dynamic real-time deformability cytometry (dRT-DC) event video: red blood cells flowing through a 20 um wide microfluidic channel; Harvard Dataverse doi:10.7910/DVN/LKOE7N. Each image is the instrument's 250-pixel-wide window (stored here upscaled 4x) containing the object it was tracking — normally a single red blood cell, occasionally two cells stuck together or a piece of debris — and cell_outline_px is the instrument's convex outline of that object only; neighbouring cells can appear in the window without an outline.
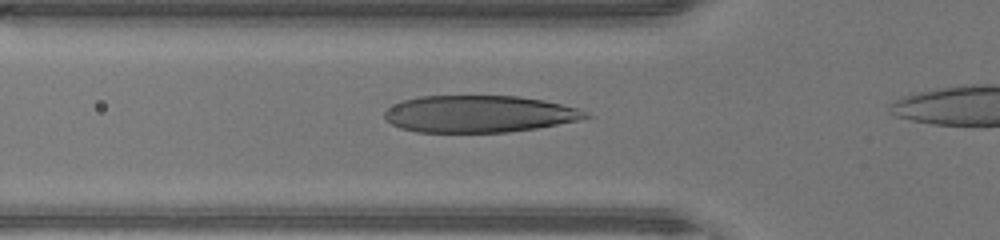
{"species": "human", "species_latin": "Homo sapiens", "temperature_condition": "warm", "stored_images_in_passage": 17, "camera_frame_rate_fps": 3000, "um_per_image_px": 0.085, "donor": {"sex": "male"}, "frame": {"image": 1, "passage_image": 4, "time_ms": 1.0, "image_size_px": [1000, 240], "cell_outline_px": [[592, 116], [576, 120], [536, 128], [508, 132], [416, 132], [400, 128], [392, 124], [384, 116], [384, 112], [388, 108], [400, 100], [420, 96], [520, 96], [544, 100], [576, 108]], "centroid_in_image_um": [40.65, 9.68], "position_along_channel_um": 85.1, "area_um2": 43.06}}
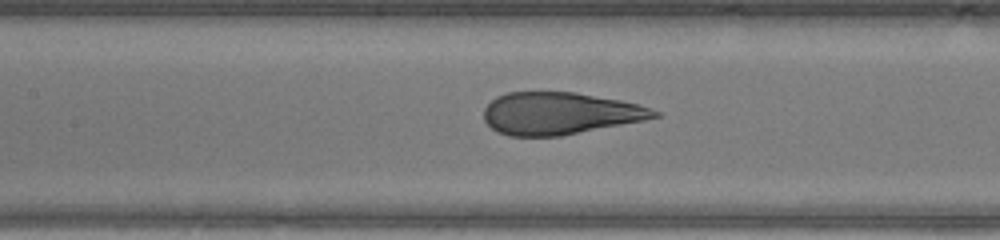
{"frame": {"image": 2, "passage_image": 9, "time_ms": 2.667, "image_size_px": [1000, 240], "cell_outline_px": [[660, 116], [644, 120], [560, 136], [508, 136], [496, 132], [484, 120], [484, 108], [496, 96], [508, 92], [576, 92], [620, 100], [636, 104], [660, 112]], "centroid_in_image_um": [47.53, 9.64], "position_along_channel_um": 159.9, "area_um2": 41.73}}
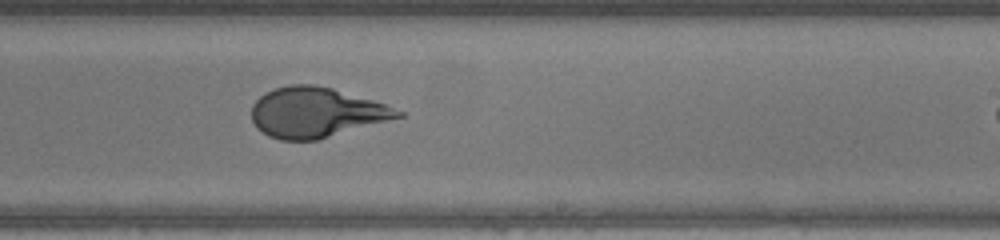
{"frame": {"image": 3, "passage_image": 16, "time_ms": 5.0, "image_size_px": [1000, 240], "cell_outline_px": [[404, 116], [316, 140], [280, 140], [268, 136], [256, 128], [252, 120], [252, 104], [264, 92], [288, 84], [316, 84], [332, 88], [372, 100], [384, 104], [404, 112]], "centroid_in_image_um": [26.82, 9.55], "position_along_channel_um": 262.2, "area_um2": 42.48}}